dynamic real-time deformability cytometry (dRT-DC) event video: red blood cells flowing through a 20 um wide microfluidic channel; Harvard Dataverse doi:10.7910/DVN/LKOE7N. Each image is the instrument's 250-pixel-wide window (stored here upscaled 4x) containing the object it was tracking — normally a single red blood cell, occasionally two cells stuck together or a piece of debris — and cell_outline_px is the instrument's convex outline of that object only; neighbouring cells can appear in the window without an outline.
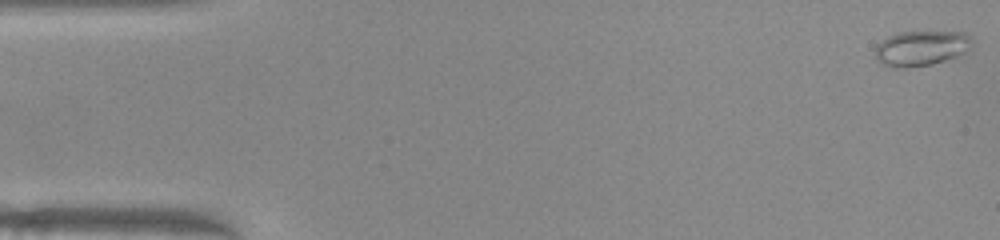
{"species": "common noctule bat (a hibernating species)", "species_latin": "Nyctalus noctula", "temperature_condition": "warm", "stored_images_in_passage": 51, "camera_frame_rate_fps": 3000, "um_per_image_px": 0.085, "animal": {"sex": "female", "body_mass_g": 22.0, "forearm_length_mm": 56.7}, "frame": {"image": 1, "passage_image": 1, "time_ms": 0.0, "image_size_px": [1000, 240], "cell_outline_px": [[972, 44], [964, 52], [956, 56], [932, 64], [908, 68], [892, 68], [880, 64], [876, 60], [876, 44], [888, 36], [896, 32], [964, 32], [972, 36]], "centroid_in_image_um": [78.25, 4.1], "position_along_channel_um": 6.7, "area_um2": 20.0}}
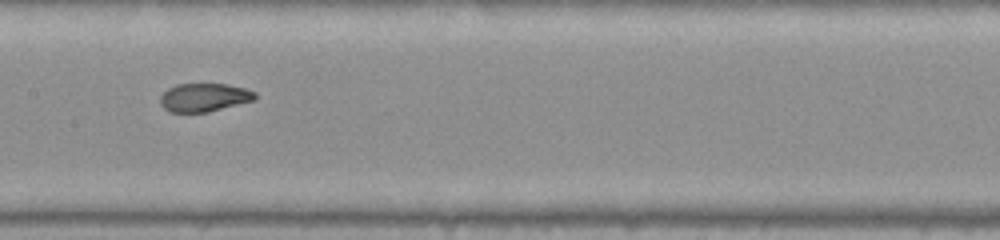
{"frame": {"image": 2, "passage_image": 25, "time_ms": 8.0, "image_size_px": [1000, 240], "cell_outline_px": [[256, 100], [208, 112], [172, 112], [164, 108], [160, 104], [160, 96], [168, 88], [176, 84], [228, 84], [244, 88], [256, 92]], "centroid_in_image_um": [17.37, 8.28], "position_along_channel_um": 190.0, "area_um2": 15.72}}
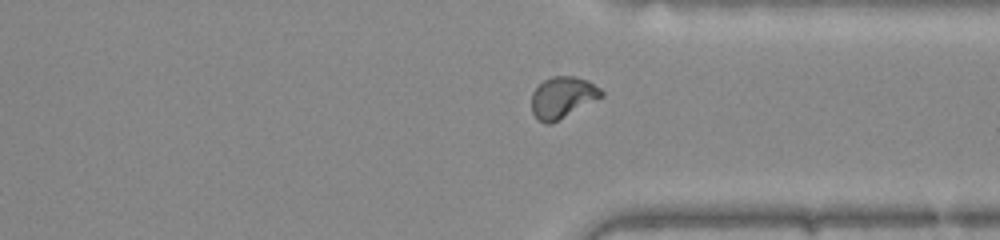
{"frame": {"image": 3, "passage_image": 38, "time_ms": 12.333, "image_size_px": [1000, 240], "cell_outline_px": [[604, 96], [548, 124], [544, 124], [536, 120], [532, 112], [532, 92], [544, 80], [552, 76], [576, 76], [588, 80], [600, 88], [604, 92]], "centroid_in_image_um": [47.81, 8.26], "position_along_channel_um": 363.6, "area_um2": 16.7}, "authors_computed_cell_mechanics": {"area_um2": 16.9354, "velocity_mm_per_s": 4.0161, "shape_relaxation_time_tau1_ms": 8.8939, "shape_relaxation_time_tau2_ms": 0.9955, "deformation_change_tau1": 0.2985, "deformation_change_tau2": 0.0588}}